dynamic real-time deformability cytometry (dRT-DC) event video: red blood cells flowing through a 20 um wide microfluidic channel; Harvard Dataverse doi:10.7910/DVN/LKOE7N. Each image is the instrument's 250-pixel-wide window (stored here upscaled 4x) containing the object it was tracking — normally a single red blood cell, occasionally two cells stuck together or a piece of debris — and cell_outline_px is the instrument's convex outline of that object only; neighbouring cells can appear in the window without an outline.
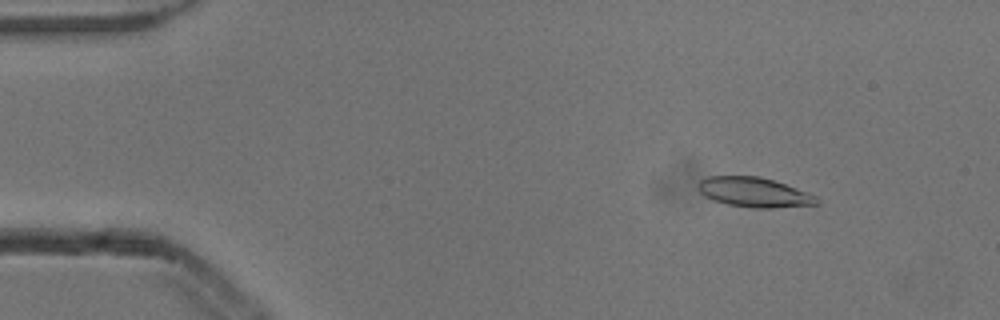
{"species": "common noctule bat (a hibernating species)", "species_latin": "Nyctalus noctula", "temperature_condition": "cold", "stored_images_in_passage": 6, "camera_frame_rate_fps": 3000, "um_per_image_px": 0.085, "animal": {"sex": "male", "body_mass_g": 13.3}, "frame": {"image": 1, "passage_image": 2, "time_ms": 0.333, "image_size_px": [1000, 320], "cell_outline_px": [[820, 204], [772, 208], [752, 208], [728, 204], [712, 200], [704, 196], [700, 192], [700, 180], [708, 176], [760, 176], [808, 192], [816, 196], [820, 200]], "centroid_in_image_um": [64.13, 16.35], "position_along_channel_um": 20.9, "area_um2": 20.46}}
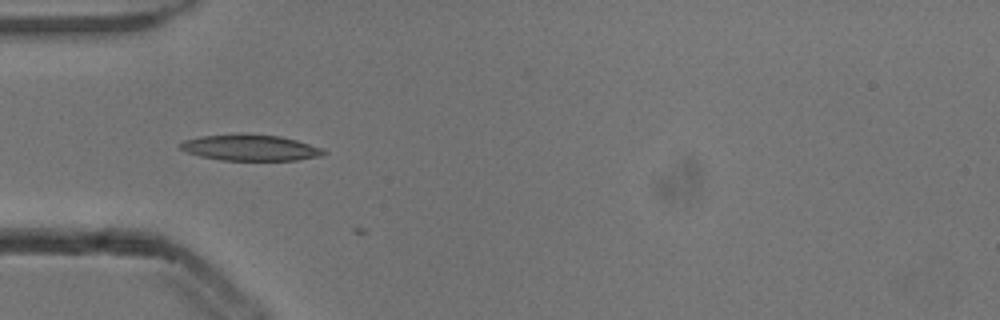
{"frame": {"image": 2, "passage_image": 5, "time_ms": 1.333, "image_size_px": [1000, 320], "cell_outline_px": [[328, 152], [324, 156], [296, 160], [220, 160], [200, 156], [188, 152], [180, 148], [176, 144], [184, 140], [200, 136], [240, 132], [244, 132], [280, 136], [296, 140], [320, 148]], "centroid_in_image_um": [21.24, 12.53], "position_along_channel_um": 63.8, "area_um2": 22.2}}